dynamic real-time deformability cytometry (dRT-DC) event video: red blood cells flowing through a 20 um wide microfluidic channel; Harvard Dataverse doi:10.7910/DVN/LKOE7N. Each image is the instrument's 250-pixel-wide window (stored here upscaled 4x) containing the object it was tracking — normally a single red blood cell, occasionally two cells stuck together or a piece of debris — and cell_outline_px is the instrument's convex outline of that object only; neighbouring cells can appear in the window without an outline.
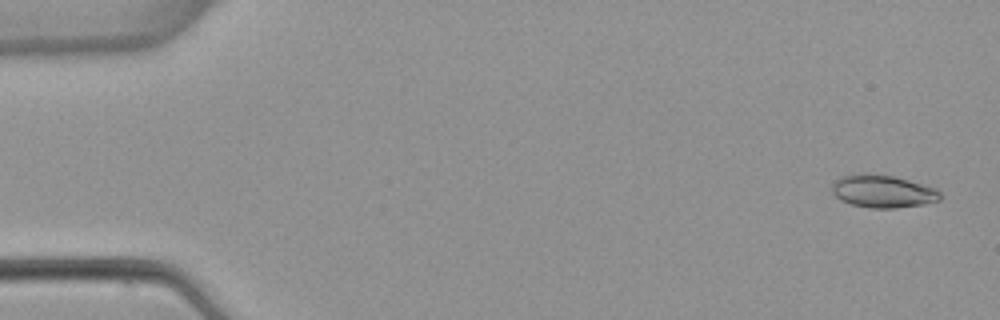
{"species": "common noctule bat (a hibernating species)", "species_latin": "Nyctalus noctula", "temperature_condition": "warm", "stored_images_in_passage": 5, "camera_frame_rate_fps": 3000, "um_per_image_px": 0.085, "animal": {"sex": "female", "body_mass_g": 22.7, "forearm_length_mm": 54.2}, "frame": {"image": 1, "passage_image": 1, "time_ms": 0.0, "image_size_px": [1000, 320], "cell_outline_px": [[940, 200], [924, 204], [896, 208], [868, 208], [852, 204], [840, 200], [832, 192], [832, 184], [840, 176], [864, 172], [868, 172], [892, 176], [908, 180], [936, 188], [940, 192]], "centroid_in_image_um": [75.01, 16.25], "position_along_channel_um": 10.0, "area_um2": 20.75}}
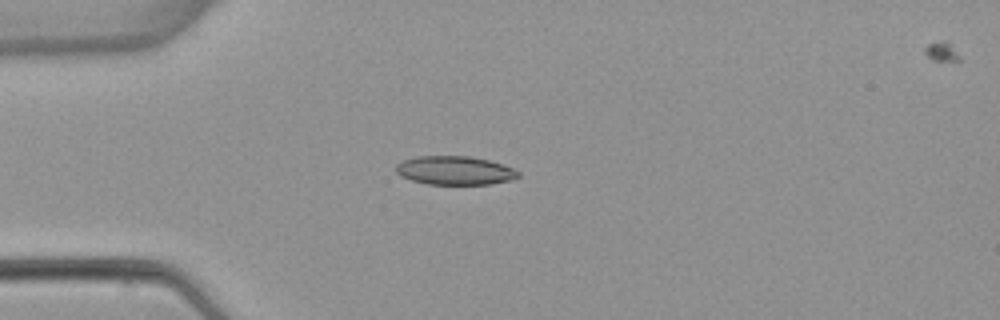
{"frame": {"image": 2, "passage_image": 4, "time_ms": 4.0, "image_size_px": [1000, 320], "cell_outline_px": [[520, 176], [512, 180], [488, 184], [428, 184], [412, 180], [400, 176], [396, 172], [396, 164], [404, 160], [416, 156], [468, 156], [488, 160], [512, 168], [520, 172]], "centroid_in_image_um": [38.65, 14.49], "position_along_channel_um": 46.4, "area_um2": 20.35}}